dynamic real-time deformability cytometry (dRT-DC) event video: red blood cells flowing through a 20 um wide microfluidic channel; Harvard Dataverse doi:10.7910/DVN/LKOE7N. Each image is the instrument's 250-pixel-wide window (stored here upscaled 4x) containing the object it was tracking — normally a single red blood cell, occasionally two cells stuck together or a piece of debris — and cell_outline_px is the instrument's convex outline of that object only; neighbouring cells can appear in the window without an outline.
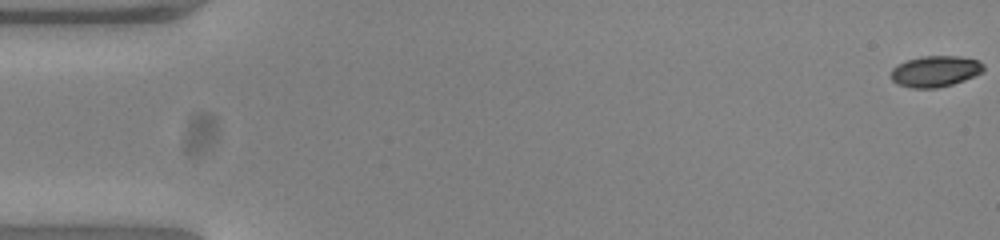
{"species": "common noctule bat (a hibernating species)", "species_latin": "Nyctalus noctula", "temperature_condition": "warm", "stored_images_in_passage": 55, "segment_of_instrument_passage": [1, 2], "camera_frame_rate_fps": 3000, "um_per_image_px": 0.085, "animal": {"sex": "female", "body_mass_g": 23.0, "forearm_length_mm": 53.4}, "frame": {"image": 1, "passage_image": 1, "time_ms": 0.0, "image_size_px": [1000, 240], "cell_outline_px": [[984, 72], [964, 80], [952, 84], [936, 88], [912, 88], [896, 84], [892, 80], [892, 68], [908, 60], [920, 56], [960, 56], [980, 60], [984, 64]], "centroid_in_image_um": [79.54, 6.05], "position_along_channel_um": 5.5, "area_um2": 16.82}}
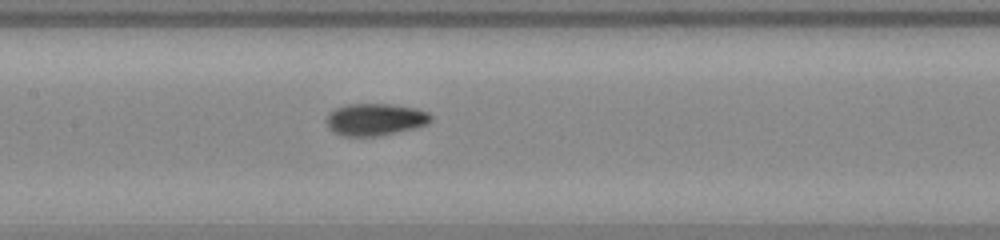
{"frame": {"image": 2, "passage_image": 26, "time_ms": 8.333, "image_size_px": [1000, 240], "cell_outline_px": [[432, 120], [428, 124], [416, 128], [380, 136], [340, 136], [332, 132], [328, 128], [324, 120], [328, 112], [336, 108], [348, 104], [392, 104], [416, 108], [428, 112], [432, 116]], "centroid_in_image_um": [31.86, 10.16], "position_along_channel_um": 175.5, "area_um2": 20.0}}
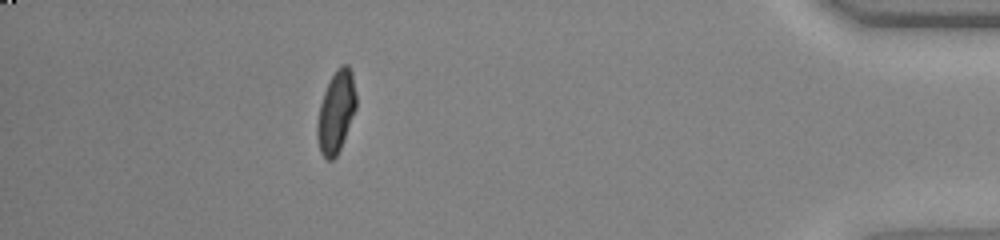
{"frame": {"image": 3, "passage_image": 48, "time_ms": 15.667, "image_size_px": [1000, 240], "cell_outline_px": [[356, 108], [340, 148], [336, 156], [332, 160], [328, 160], [320, 152], [316, 136], [316, 124], [320, 104], [324, 92], [336, 68], [340, 64], [348, 64], [352, 72], [356, 96]], "centroid_in_image_um": [28.55, 9.49], "position_along_channel_um": 406.6, "area_um2": 18.5}}